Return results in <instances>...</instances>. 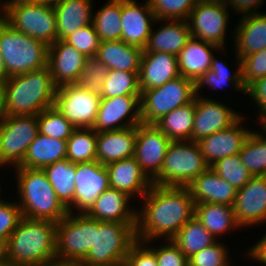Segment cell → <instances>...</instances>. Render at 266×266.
<instances>
[{
	"mask_svg": "<svg viewBox=\"0 0 266 266\" xmlns=\"http://www.w3.org/2000/svg\"><path fill=\"white\" fill-rule=\"evenodd\" d=\"M155 22L164 21L156 19L148 0L141 5L137 0H121V41L144 50Z\"/></svg>",
	"mask_w": 266,
	"mask_h": 266,
	"instance_id": "cell-17",
	"label": "cell"
},
{
	"mask_svg": "<svg viewBox=\"0 0 266 266\" xmlns=\"http://www.w3.org/2000/svg\"><path fill=\"white\" fill-rule=\"evenodd\" d=\"M144 243L155 253L158 266H189L188 258L171 239L165 240L166 244L157 248L155 245L151 247L150 241Z\"/></svg>",
	"mask_w": 266,
	"mask_h": 266,
	"instance_id": "cell-50",
	"label": "cell"
},
{
	"mask_svg": "<svg viewBox=\"0 0 266 266\" xmlns=\"http://www.w3.org/2000/svg\"><path fill=\"white\" fill-rule=\"evenodd\" d=\"M22 213L17 202H0V243L6 245L12 232L22 218Z\"/></svg>",
	"mask_w": 266,
	"mask_h": 266,
	"instance_id": "cell-49",
	"label": "cell"
},
{
	"mask_svg": "<svg viewBox=\"0 0 266 266\" xmlns=\"http://www.w3.org/2000/svg\"><path fill=\"white\" fill-rule=\"evenodd\" d=\"M258 132L251 131L239 155L252 176H266V136Z\"/></svg>",
	"mask_w": 266,
	"mask_h": 266,
	"instance_id": "cell-40",
	"label": "cell"
},
{
	"mask_svg": "<svg viewBox=\"0 0 266 266\" xmlns=\"http://www.w3.org/2000/svg\"><path fill=\"white\" fill-rule=\"evenodd\" d=\"M0 188H2V187H0ZM0 192H1V189H0ZM1 198L2 197H1V193H0V202L4 200V199H1Z\"/></svg>",
	"mask_w": 266,
	"mask_h": 266,
	"instance_id": "cell-63",
	"label": "cell"
},
{
	"mask_svg": "<svg viewBox=\"0 0 266 266\" xmlns=\"http://www.w3.org/2000/svg\"><path fill=\"white\" fill-rule=\"evenodd\" d=\"M258 118L259 124L262 126V131L260 132L263 136H266V111L262 113Z\"/></svg>",
	"mask_w": 266,
	"mask_h": 266,
	"instance_id": "cell-56",
	"label": "cell"
},
{
	"mask_svg": "<svg viewBox=\"0 0 266 266\" xmlns=\"http://www.w3.org/2000/svg\"><path fill=\"white\" fill-rule=\"evenodd\" d=\"M180 76L177 57L166 52H143L140 62L139 86L145 91Z\"/></svg>",
	"mask_w": 266,
	"mask_h": 266,
	"instance_id": "cell-23",
	"label": "cell"
},
{
	"mask_svg": "<svg viewBox=\"0 0 266 266\" xmlns=\"http://www.w3.org/2000/svg\"><path fill=\"white\" fill-rule=\"evenodd\" d=\"M264 0H229L228 6L233 7V11L241 13V16L260 13L257 8L261 7Z\"/></svg>",
	"mask_w": 266,
	"mask_h": 266,
	"instance_id": "cell-53",
	"label": "cell"
},
{
	"mask_svg": "<svg viewBox=\"0 0 266 266\" xmlns=\"http://www.w3.org/2000/svg\"><path fill=\"white\" fill-rule=\"evenodd\" d=\"M195 118V98L164 115L154 125L171 141H192L193 124Z\"/></svg>",
	"mask_w": 266,
	"mask_h": 266,
	"instance_id": "cell-35",
	"label": "cell"
},
{
	"mask_svg": "<svg viewBox=\"0 0 266 266\" xmlns=\"http://www.w3.org/2000/svg\"><path fill=\"white\" fill-rule=\"evenodd\" d=\"M87 58L96 57L100 40L93 24L86 25L64 39Z\"/></svg>",
	"mask_w": 266,
	"mask_h": 266,
	"instance_id": "cell-47",
	"label": "cell"
},
{
	"mask_svg": "<svg viewBox=\"0 0 266 266\" xmlns=\"http://www.w3.org/2000/svg\"><path fill=\"white\" fill-rule=\"evenodd\" d=\"M49 46L20 31L0 17V53L9 77L48 66Z\"/></svg>",
	"mask_w": 266,
	"mask_h": 266,
	"instance_id": "cell-6",
	"label": "cell"
},
{
	"mask_svg": "<svg viewBox=\"0 0 266 266\" xmlns=\"http://www.w3.org/2000/svg\"><path fill=\"white\" fill-rule=\"evenodd\" d=\"M224 243L217 241L210 247L193 254L188 258L189 266H231L229 250Z\"/></svg>",
	"mask_w": 266,
	"mask_h": 266,
	"instance_id": "cell-46",
	"label": "cell"
},
{
	"mask_svg": "<svg viewBox=\"0 0 266 266\" xmlns=\"http://www.w3.org/2000/svg\"><path fill=\"white\" fill-rule=\"evenodd\" d=\"M214 55L211 61V67L208 69L202 77L195 83V96L199 97V92L204 86H208L210 89L218 90L224 88L227 84H231L233 89L238 91V93H246V90L242 81V62L237 56L235 60L237 63L236 71H229L228 64L215 58ZM219 59V60H218ZM200 89V90H199Z\"/></svg>",
	"mask_w": 266,
	"mask_h": 266,
	"instance_id": "cell-33",
	"label": "cell"
},
{
	"mask_svg": "<svg viewBox=\"0 0 266 266\" xmlns=\"http://www.w3.org/2000/svg\"><path fill=\"white\" fill-rule=\"evenodd\" d=\"M14 170L17 196L20 195L17 203L23 217L58 223L68 215L43 169L15 167Z\"/></svg>",
	"mask_w": 266,
	"mask_h": 266,
	"instance_id": "cell-4",
	"label": "cell"
},
{
	"mask_svg": "<svg viewBox=\"0 0 266 266\" xmlns=\"http://www.w3.org/2000/svg\"><path fill=\"white\" fill-rule=\"evenodd\" d=\"M0 266H20V265H14V264H10V263L5 262L4 264H2Z\"/></svg>",
	"mask_w": 266,
	"mask_h": 266,
	"instance_id": "cell-61",
	"label": "cell"
},
{
	"mask_svg": "<svg viewBox=\"0 0 266 266\" xmlns=\"http://www.w3.org/2000/svg\"><path fill=\"white\" fill-rule=\"evenodd\" d=\"M170 143L154 124L136 126L134 158L151 181L159 175Z\"/></svg>",
	"mask_w": 266,
	"mask_h": 266,
	"instance_id": "cell-15",
	"label": "cell"
},
{
	"mask_svg": "<svg viewBox=\"0 0 266 266\" xmlns=\"http://www.w3.org/2000/svg\"><path fill=\"white\" fill-rule=\"evenodd\" d=\"M51 266H69V265L54 264V265H51Z\"/></svg>",
	"mask_w": 266,
	"mask_h": 266,
	"instance_id": "cell-62",
	"label": "cell"
},
{
	"mask_svg": "<svg viewBox=\"0 0 266 266\" xmlns=\"http://www.w3.org/2000/svg\"><path fill=\"white\" fill-rule=\"evenodd\" d=\"M97 133L93 128H76L67 140L66 159L73 163L96 160Z\"/></svg>",
	"mask_w": 266,
	"mask_h": 266,
	"instance_id": "cell-39",
	"label": "cell"
},
{
	"mask_svg": "<svg viewBox=\"0 0 266 266\" xmlns=\"http://www.w3.org/2000/svg\"><path fill=\"white\" fill-rule=\"evenodd\" d=\"M5 262V245L0 243V265L4 264Z\"/></svg>",
	"mask_w": 266,
	"mask_h": 266,
	"instance_id": "cell-58",
	"label": "cell"
},
{
	"mask_svg": "<svg viewBox=\"0 0 266 266\" xmlns=\"http://www.w3.org/2000/svg\"><path fill=\"white\" fill-rule=\"evenodd\" d=\"M215 50L222 52L215 44L191 37L177 56L179 74L196 83L210 69Z\"/></svg>",
	"mask_w": 266,
	"mask_h": 266,
	"instance_id": "cell-27",
	"label": "cell"
},
{
	"mask_svg": "<svg viewBox=\"0 0 266 266\" xmlns=\"http://www.w3.org/2000/svg\"><path fill=\"white\" fill-rule=\"evenodd\" d=\"M120 95H141L139 73L109 70L102 85L101 98H112Z\"/></svg>",
	"mask_w": 266,
	"mask_h": 266,
	"instance_id": "cell-41",
	"label": "cell"
},
{
	"mask_svg": "<svg viewBox=\"0 0 266 266\" xmlns=\"http://www.w3.org/2000/svg\"><path fill=\"white\" fill-rule=\"evenodd\" d=\"M171 240L187 258L218 241L195 216Z\"/></svg>",
	"mask_w": 266,
	"mask_h": 266,
	"instance_id": "cell-37",
	"label": "cell"
},
{
	"mask_svg": "<svg viewBox=\"0 0 266 266\" xmlns=\"http://www.w3.org/2000/svg\"><path fill=\"white\" fill-rule=\"evenodd\" d=\"M228 5L198 0L187 22L191 37L224 49L229 19Z\"/></svg>",
	"mask_w": 266,
	"mask_h": 266,
	"instance_id": "cell-13",
	"label": "cell"
},
{
	"mask_svg": "<svg viewBox=\"0 0 266 266\" xmlns=\"http://www.w3.org/2000/svg\"><path fill=\"white\" fill-rule=\"evenodd\" d=\"M67 141L38 133L18 167L43 169L57 161L66 159Z\"/></svg>",
	"mask_w": 266,
	"mask_h": 266,
	"instance_id": "cell-32",
	"label": "cell"
},
{
	"mask_svg": "<svg viewBox=\"0 0 266 266\" xmlns=\"http://www.w3.org/2000/svg\"><path fill=\"white\" fill-rule=\"evenodd\" d=\"M100 100V94L68 84L57 88L54 107L76 128H93Z\"/></svg>",
	"mask_w": 266,
	"mask_h": 266,
	"instance_id": "cell-12",
	"label": "cell"
},
{
	"mask_svg": "<svg viewBox=\"0 0 266 266\" xmlns=\"http://www.w3.org/2000/svg\"><path fill=\"white\" fill-rule=\"evenodd\" d=\"M92 0H56L53 2L57 20V40L92 24Z\"/></svg>",
	"mask_w": 266,
	"mask_h": 266,
	"instance_id": "cell-29",
	"label": "cell"
},
{
	"mask_svg": "<svg viewBox=\"0 0 266 266\" xmlns=\"http://www.w3.org/2000/svg\"><path fill=\"white\" fill-rule=\"evenodd\" d=\"M203 97L204 95L195 96V118L192 132V141L195 142L228 128L242 116L231 107H227L222 101Z\"/></svg>",
	"mask_w": 266,
	"mask_h": 266,
	"instance_id": "cell-18",
	"label": "cell"
},
{
	"mask_svg": "<svg viewBox=\"0 0 266 266\" xmlns=\"http://www.w3.org/2000/svg\"><path fill=\"white\" fill-rule=\"evenodd\" d=\"M208 168L198 142L171 141L161 171L152 185L186 187Z\"/></svg>",
	"mask_w": 266,
	"mask_h": 266,
	"instance_id": "cell-8",
	"label": "cell"
},
{
	"mask_svg": "<svg viewBox=\"0 0 266 266\" xmlns=\"http://www.w3.org/2000/svg\"><path fill=\"white\" fill-rule=\"evenodd\" d=\"M5 260L20 266L56 264V223L22 217L5 245Z\"/></svg>",
	"mask_w": 266,
	"mask_h": 266,
	"instance_id": "cell-2",
	"label": "cell"
},
{
	"mask_svg": "<svg viewBox=\"0 0 266 266\" xmlns=\"http://www.w3.org/2000/svg\"><path fill=\"white\" fill-rule=\"evenodd\" d=\"M195 83L183 76L166 82L163 86L141 92V123L155 124L164 115L192 102Z\"/></svg>",
	"mask_w": 266,
	"mask_h": 266,
	"instance_id": "cell-10",
	"label": "cell"
},
{
	"mask_svg": "<svg viewBox=\"0 0 266 266\" xmlns=\"http://www.w3.org/2000/svg\"><path fill=\"white\" fill-rule=\"evenodd\" d=\"M159 29L151 30L143 52H166L176 57L191 38L187 20H164Z\"/></svg>",
	"mask_w": 266,
	"mask_h": 266,
	"instance_id": "cell-30",
	"label": "cell"
},
{
	"mask_svg": "<svg viewBox=\"0 0 266 266\" xmlns=\"http://www.w3.org/2000/svg\"><path fill=\"white\" fill-rule=\"evenodd\" d=\"M247 252L248 258L266 265V233Z\"/></svg>",
	"mask_w": 266,
	"mask_h": 266,
	"instance_id": "cell-54",
	"label": "cell"
},
{
	"mask_svg": "<svg viewBox=\"0 0 266 266\" xmlns=\"http://www.w3.org/2000/svg\"><path fill=\"white\" fill-rule=\"evenodd\" d=\"M109 69L98 58H88L77 81L80 88L93 93L102 94V85L107 78Z\"/></svg>",
	"mask_w": 266,
	"mask_h": 266,
	"instance_id": "cell-45",
	"label": "cell"
},
{
	"mask_svg": "<svg viewBox=\"0 0 266 266\" xmlns=\"http://www.w3.org/2000/svg\"><path fill=\"white\" fill-rule=\"evenodd\" d=\"M143 50L121 40L102 41L96 58L109 70L139 73Z\"/></svg>",
	"mask_w": 266,
	"mask_h": 266,
	"instance_id": "cell-31",
	"label": "cell"
},
{
	"mask_svg": "<svg viewBox=\"0 0 266 266\" xmlns=\"http://www.w3.org/2000/svg\"><path fill=\"white\" fill-rule=\"evenodd\" d=\"M140 97L141 95H120L101 98L94 131L120 130L141 124Z\"/></svg>",
	"mask_w": 266,
	"mask_h": 266,
	"instance_id": "cell-14",
	"label": "cell"
},
{
	"mask_svg": "<svg viewBox=\"0 0 266 266\" xmlns=\"http://www.w3.org/2000/svg\"><path fill=\"white\" fill-rule=\"evenodd\" d=\"M123 266H158L155 253L142 241H136L126 255Z\"/></svg>",
	"mask_w": 266,
	"mask_h": 266,
	"instance_id": "cell-51",
	"label": "cell"
},
{
	"mask_svg": "<svg viewBox=\"0 0 266 266\" xmlns=\"http://www.w3.org/2000/svg\"><path fill=\"white\" fill-rule=\"evenodd\" d=\"M158 20H187L198 0H148Z\"/></svg>",
	"mask_w": 266,
	"mask_h": 266,
	"instance_id": "cell-44",
	"label": "cell"
},
{
	"mask_svg": "<svg viewBox=\"0 0 266 266\" xmlns=\"http://www.w3.org/2000/svg\"><path fill=\"white\" fill-rule=\"evenodd\" d=\"M57 198L68 208L75 197L76 163L67 159L57 161L43 168Z\"/></svg>",
	"mask_w": 266,
	"mask_h": 266,
	"instance_id": "cell-36",
	"label": "cell"
},
{
	"mask_svg": "<svg viewBox=\"0 0 266 266\" xmlns=\"http://www.w3.org/2000/svg\"><path fill=\"white\" fill-rule=\"evenodd\" d=\"M136 241V223L95 220L94 245L77 266H123Z\"/></svg>",
	"mask_w": 266,
	"mask_h": 266,
	"instance_id": "cell-7",
	"label": "cell"
},
{
	"mask_svg": "<svg viewBox=\"0 0 266 266\" xmlns=\"http://www.w3.org/2000/svg\"><path fill=\"white\" fill-rule=\"evenodd\" d=\"M136 126L97 133L96 160L106 165L134 157Z\"/></svg>",
	"mask_w": 266,
	"mask_h": 266,
	"instance_id": "cell-26",
	"label": "cell"
},
{
	"mask_svg": "<svg viewBox=\"0 0 266 266\" xmlns=\"http://www.w3.org/2000/svg\"><path fill=\"white\" fill-rule=\"evenodd\" d=\"M194 216L216 239L217 236L231 232V230L241 229L231 205L197 203Z\"/></svg>",
	"mask_w": 266,
	"mask_h": 266,
	"instance_id": "cell-34",
	"label": "cell"
},
{
	"mask_svg": "<svg viewBox=\"0 0 266 266\" xmlns=\"http://www.w3.org/2000/svg\"><path fill=\"white\" fill-rule=\"evenodd\" d=\"M195 204L214 203L233 206L237 189L216 174L210 167L187 186Z\"/></svg>",
	"mask_w": 266,
	"mask_h": 266,
	"instance_id": "cell-24",
	"label": "cell"
},
{
	"mask_svg": "<svg viewBox=\"0 0 266 266\" xmlns=\"http://www.w3.org/2000/svg\"><path fill=\"white\" fill-rule=\"evenodd\" d=\"M74 202L67 208L68 212L86 213L100 194L110 188L109 175L105 165L97 160L76 163ZM76 208V209H75Z\"/></svg>",
	"mask_w": 266,
	"mask_h": 266,
	"instance_id": "cell-16",
	"label": "cell"
},
{
	"mask_svg": "<svg viewBox=\"0 0 266 266\" xmlns=\"http://www.w3.org/2000/svg\"><path fill=\"white\" fill-rule=\"evenodd\" d=\"M93 14L92 24L100 42L121 40V0H109Z\"/></svg>",
	"mask_w": 266,
	"mask_h": 266,
	"instance_id": "cell-38",
	"label": "cell"
},
{
	"mask_svg": "<svg viewBox=\"0 0 266 266\" xmlns=\"http://www.w3.org/2000/svg\"><path fill=\"white\" fill-rule=\"evenodd\" d=\"M105 166L109 175L110 188L124 192L131 198L138 194L142 200L152 186V181L142 171L134 157L114 161Z\"/></svg>",
	"mask_w": 266,
	"mask_h": 266,
	"instance_id": "cell-22",
	"label": "cell"
},
{
	"mask_svg": "<svg viewBox=\"0 0 266 266\" xmlns=\"http://www.w3.org/2000/svg\"><path fill=\"white\" fill-rule=\"evenodd\" d=\"M56 90L48 66L11 76L3 86L4 114L38 115L54 106Z\"/></svg>",
	"mask_w": 266,
	"mask_h": 266,
	"instance_id": "cell-3",
	"label": "cell"
},
{
	"mask_svg": "<svg viewBox=\"0 0 266 266\" xmlns=\"http://www.w3.org/2000/svg\"><path fill=\"white\" fill-rule=\"evenodd\" d=\"M39 133L51 138L67 141L76 127L54 106L37 115Z\"/></svg>",
	"mask_w": 266,
	"mask_h": 266,
	"instance_id": "cell-42",
	"label": "cell"
},
{
	"mask_svg": "<svg viewBox=\"0 0 266 266\" xmlns=\"http://www.w3.org/2000/svg\"><path fill=\"white\" fill-rule=\"evenodd\" d=\"M233 210L242 229L266 222V176H253L237 190Z\"/></svg>",
	"mask_w": 266,
	"mask_h": 266,
	"instance_id": "cell-19",
	"label": "cell"
},
{
	"mask_svg": "<svg viewBox=\"0 0 266 266\" xmlns=\"http://www.w3.org/2000/svg\"><path fill=\"white\" fill-rule=\"evenodd\" d=\"M95 219L71 213L56 223V264L77 266L94 245Z\"/></svg>",
	"mask_w": 266,
	"mask_h": 266,
	"instance_id": "cell-9",
	"label": "cell"
},
{
	"mask_svg": "<svg viewBox=\"0 0 266 266\" xmlns=\"http://www.w3.org/2000/svg\"><path fill=\"white\" fill-rule=\"evenodd\" d=\"M39 133L37 115H10L0 120V166L18 167Z\"/></svg>",
	"mask_w": 266,
	"mask_h": 266,
	"instance_id": "cell-11",
	"label": "cell"
},
{
	"mask_svg": "<svg viewBox=\"0 0 266 266\" xmlns=\"http://www.w3.org/2000/svg\"><path fill=\"white\" fill-rule=\"evenodd\" d=\"M129 200L132 198L126 193L109 188L100 194L85 214L98 221L137 223V208L129 206Z\"/></svg>",
	"mask_w": 266,
	"mask_h": 266,
	"instance_id": "cell-25",
	"label": "cell"
},
{
	"mask_svg": "<svg viewBox=\"0 0 266 266\" xmlns=\"http://www.w3.org/2000/svg\"><path fill=\"white\" fill-rule=\"evenodd\" d=\"M241 116L233 125L222 129L198 141L202 155L210 166L217 160L239 154L252 130L242 126Z\"/></svg>",
	"mask_w": 266,
	"mask_h": 266,
	"instance_id": "cell-21",
	"label": "cell"
},
{
	"mask_svg": "<svg viewBox=\"0 0 266 266\" xmlns=\"http://www.w3.org/2000/svg\"><path fill=\"white\" fill-rule=\"evenodd\" d=\"M0 17L16 31L48 46L57 40V20L53 3L5 0L0 7Z\"/></svg>",
	"mask_w": 266,
	"mask_h": 266,
	"instance_id": "cell-5",
	"label": "cell"
},
{
	"mask_svg": "<svg viewBox=\"0 0 266 266\" xmlns=\"http://www.w3.org/2000/svg\"><path fill=\"white\" fill-rule=\"evenodd\" d=\"M8 78H9V76L6 73L4 62H3V59H2V55L0 53V87L3 88V86L6 83Z\"/></svg>",
	"mask_w": 266,
	"mask_h": 266,
	"instance_id": "cell-55",
	"label": "cell"
},
{
	"mask_svg": "<svg viewBox=\"0 0 266 266\" xmlns=\"http://www.w3.org/2000/svg\"><path fill=\"white\" fill-rule=\"evenodd\" d=\"M201 1L210 2V3L225 4V5L229 4V0H201Z\"/></svg>",
	"mask_w": 266,
	"mask_h": 266,
	"instance_id": "cell-59",
	"label": "cell"
},
{
	"mask_svg": "<svg viewBox=\"0 0 266 266\" xmlns=\"http://www.w3.org/2000/svg\"><path fill=\"white\" fill-rule=\"evenodd\" d=\"M240 18L232 33L235 55L242 59L266 48V13L248 14Z\"/></svg>",
	"mask_w": 266,
	"mask_h": 266,
	"instance_id": "cell-28",
	"label": "cell"
},
{
	"mask_svg": "<svg viewBox=\"0 0 266 266\" xmlns=\"http://www.w3.org/2000/svg\"><path fill=\"white\" fill-rule=\"evenodd\" d=\"M247 94L256 103L255 105H258L257 111L260 116L266 111V76L252 83L246 89L245 95Z\"/></svg>",
	"mask_w": 266,
	"mask_h": 266,
	"instance_id": "cell-52",
	"label": "cell"
},
{
	"mask_svg": "<svg viewBox=\"0 0 266 266\" xmlns=\"http://www.w3.org/2000/svg\"><path fill=\"white\" fill-rule=\"evenodd\" d=\"M241 62L245 90L255 81L266 76V48L243 57Z\"/></svg>",
	"mask_w": 266,
	"mask_h": 266,
	"instance_id": "cell-48",
	"label": "cell"
},
{
	"mask_svg": "<svg viewBox=\"0 0 266 266\" xmlns=\"http://www.w3.org/2000/svg\"><path fill=\"white\" fill-rule=\"evenodd\" d=\"M24 1H43V2H50V3H53V2H55L56 0H24Z\"/></svg>",
	"mask_w": 266,
	"mask_h": 266,
	"instance_id": "cell-60",
	"label": "cell"
},
{
	"mask_svg": "<svg viewBox=\"0 0 266 266\" xmlns=\"http://www.w3.org/2000/svg\"><path fill=\"white\" fill-rule=\"evenodd\" d=\"M88 58L64 40H56L48 49V67L57 88L76 84Z\"/></svg>",
	"mask_w": 266,
	"mask_h": 266,
	"instance_id": "cell-20",
	"label": "cell"
},
{
	"mask_svg": "<svg viewBox=\"0 0 266 266\" xmlns=\"http://www.w3.org/2000/svg\"><path fill=\"white\" fill-rule=\"evenodd\" d=\"M209 167L237 190L245 186L253 177L243 165L239 154L221 158Z\"/></svg>",
	"mask_w": 266,
	"mask_h": 266,
	"instance_id": "cell-43",
	"label": "cell"
},
{
	"mask_svg": "<svg viewBox=\"0 0 266 266\" xmlns=\"http://www.w3.org/2000/svg\"><path fill=\"white\" fill-rule=\"evenodd\" d=\"M5 116L3 110V88L0 87V120Z\"/></svg>",
	"mask_w": 266,
	"mask_h": 266,
	"instance_id": "cell-57",
	"label": "cell"
},
{
	"mask_svg": "<svg viewBox=\"0 0 266 266\" xmlns=\"http://www.w3.org/2000/svg\"><path fill=\"white\" fill-rule=\"evenodd\" d=\"M142 198L143 206L137 210L138 241L172 239L195 214V203L186 187L152 185Z\"/></svg>",
	"mask_w": 266,
	"mask_h": 266,
	"instance_id": "cell-1",
	"label": "cell"
}]
</instances>
